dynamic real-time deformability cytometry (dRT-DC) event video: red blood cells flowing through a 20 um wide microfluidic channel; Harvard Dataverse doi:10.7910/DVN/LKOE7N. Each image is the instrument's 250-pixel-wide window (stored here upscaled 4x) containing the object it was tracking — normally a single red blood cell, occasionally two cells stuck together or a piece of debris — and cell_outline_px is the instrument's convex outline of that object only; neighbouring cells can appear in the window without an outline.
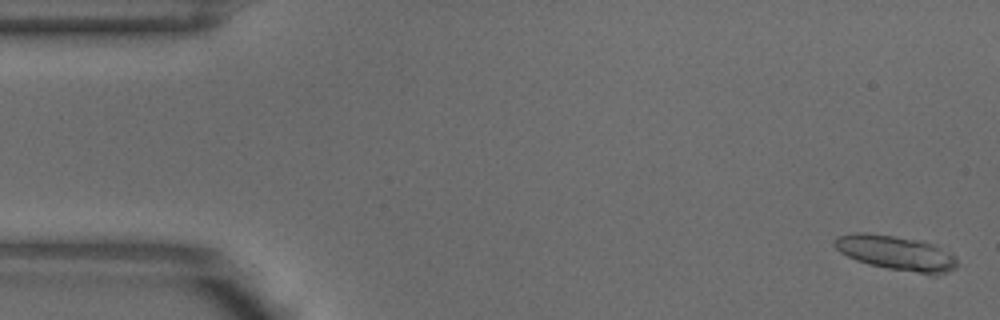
{"species": "common noctule bat (a hibernating species)", "species_latin": "Nyctalus noctula", "temperature_condition": "warm", "stored_images_in_passage": 4, "camera_frame_rate_fps": 3000, "um_per_image_px": 0.085, "animal": {"sex": "male", "body_mass_g": 18.8}, "frame": {"image": 1, "passage_image": 1, "time_ms": 0.0, "image_size_px": [1000, 320], "cell_outline_px": [[956, 268], [948, 272], [936, 276], [932, 276], [888, 268], [868, 264], [856, 260], [840, 252], [832, 244], [832, 240], [836, 236], [856, 232], [864, 232], [920, 240], [932, 244], [956, 256]], "centroid_in_image_um": [76.16, 21.51], "position_along_channel_um": 8.8, "area_um2": 24.97}}